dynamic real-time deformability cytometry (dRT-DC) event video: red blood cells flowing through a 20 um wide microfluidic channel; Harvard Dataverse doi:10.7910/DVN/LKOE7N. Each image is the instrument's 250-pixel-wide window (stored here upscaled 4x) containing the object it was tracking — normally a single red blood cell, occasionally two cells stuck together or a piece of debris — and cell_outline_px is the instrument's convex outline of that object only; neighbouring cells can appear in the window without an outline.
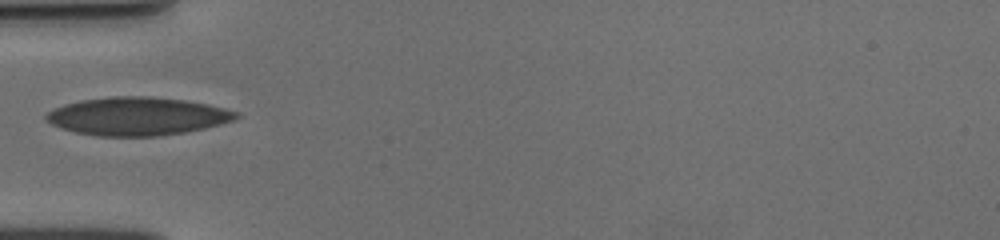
{"species": "human", "species_latin": "Homo sapiens", "temperature_condition": "cold", "stored_images_in_passage": 37, "camera_frame_rate_fps": 3000, "um_per_image_px": 0.085, "donor": {"sex": "female"}, "frame": {"image": 1, "passage_image": 1, "time_ms": 0.0, "image_size_px": [1000, 240], "cell_outline_px": [[240, 116], [232, 120], [220, 124], [204, 128], [184, 132], [160, 136], [96, 136], [76, 132], [60, 128], [44, 120], [44, 116], [52, 108], [64, 104], [80, 100], [108, 96], [148, 96], [184, 100], [208, 104], [240, 112]], "centroid_in_image_um": [11.63, 9.87], "position_along_channel_um": 73.4, "area_um2": 42.43}}
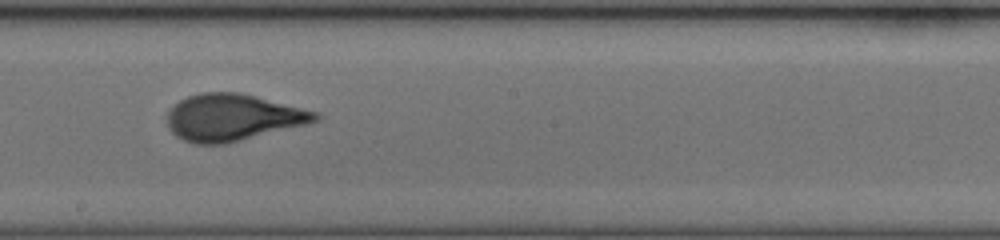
{"frame": {"image": 2, "passage_image": 14, "time_ms": 4.333, "image_size_px": [1000, 240], "cell_outline_px": [[320, 120], [308, 124], [228, 144], [196, 144], [184, 140], [176, 136], [168, 128], [164, 116], [180, 100], [188, 96], [200, 92], [240, 92], [320, 112]], "centroid_in_image_um": [19.8, 9.99], "position_along_channel_um": 228.4, "area_um2": 40.92}}
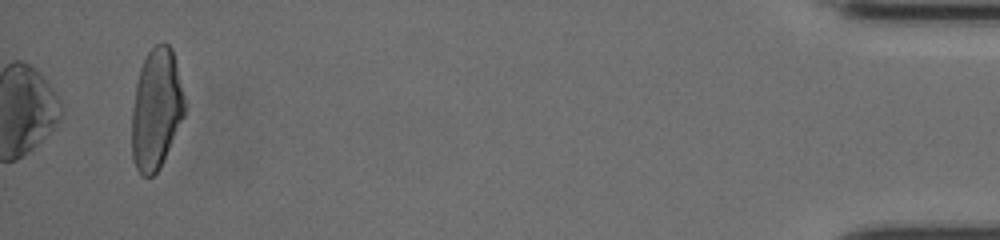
{"frame": {"image": 3, "passage_image": 37, "time_ms": 12.0, "image_size_px": [1000, 240], "cell_outline_px": [[184, 116], [160, 168], [152, 176], [144, 176], [136, 168], [132, 160], [132, 108], [136, 84], [140, 68], [148, 52], [156, 44], [164, 40], [172, 48], [176, 64], [184, 100]], "centroid_in_image_um": [13.26, 9.27], "position_along_channel_um": 421.9, "area_um2": 36.88}}